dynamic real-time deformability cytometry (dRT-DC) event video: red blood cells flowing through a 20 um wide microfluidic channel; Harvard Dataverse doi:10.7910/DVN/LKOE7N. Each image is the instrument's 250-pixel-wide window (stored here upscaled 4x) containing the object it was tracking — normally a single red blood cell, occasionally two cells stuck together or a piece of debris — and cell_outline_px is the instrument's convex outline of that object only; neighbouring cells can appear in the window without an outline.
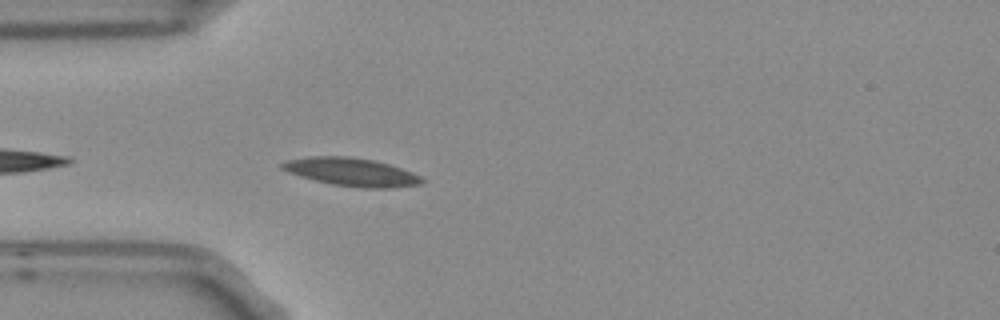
{"species": "Egyptian fruit bat (a non-hibernating species)", "species_latin": "Rousettus aegyptiacus", "temperature_condition": "room temperature", "stored_images_in_passage": 4, "camera_frame_rate_fps": 3000, "um_per_image_px": 0.085, "frame": {"image": 1, "passage_image": 4, "time_ms": 1.0, "image_size_px": [1000, 320], "cell_outline_px": [[424, 180], [420, 184], [392, 188], [364, 188], [332, 184], [300, 176], [288, 172], [280, 168], [280, 164], [284, 160], [308, 156], [348, 156], [372, 160], [388, 164], [412, 172], [420, 176]], "centroid_in_image_um": [29.83, 14.61], "position_along_channel_um": 55.2, "area_um2": 22.83}}